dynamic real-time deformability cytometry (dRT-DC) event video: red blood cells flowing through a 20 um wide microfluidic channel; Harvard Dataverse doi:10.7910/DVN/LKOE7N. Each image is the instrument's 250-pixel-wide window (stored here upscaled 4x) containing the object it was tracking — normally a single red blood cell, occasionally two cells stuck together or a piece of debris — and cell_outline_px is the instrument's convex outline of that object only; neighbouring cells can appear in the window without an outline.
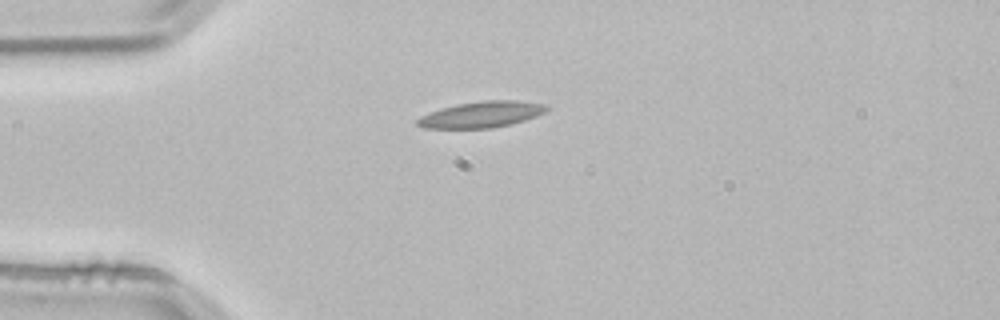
{"species": "common noctule bat (a hibernating species)", "species_latin": "Nyctalus noctula", "temperature_condition": "room temperature", "stored_images_in_passage": 2, "camera_frame_rate_fps": 3000, "um_per_image_px": 0.085, "animal": {"sex": "male", "body_mass_g": 21.5, "forearm_length_mm": 52.0}, "frame": {"image": 1, "passage_image": 2, "time_ms": 0.333, "image_size_px": [1000, 320], "cell_outline_px": [[548, 108], [544, 112], [536, 116], [512, 124], [492, 128], [424, 128], [416, 124], [416, 120], [420, 116], [456, 104], [484, 100], [520, 100], [548, 104]], "centroid_in_image_um": [40.97, 9.72], "position_along_channel_um": 44.0, "area_um2": 19.65}}